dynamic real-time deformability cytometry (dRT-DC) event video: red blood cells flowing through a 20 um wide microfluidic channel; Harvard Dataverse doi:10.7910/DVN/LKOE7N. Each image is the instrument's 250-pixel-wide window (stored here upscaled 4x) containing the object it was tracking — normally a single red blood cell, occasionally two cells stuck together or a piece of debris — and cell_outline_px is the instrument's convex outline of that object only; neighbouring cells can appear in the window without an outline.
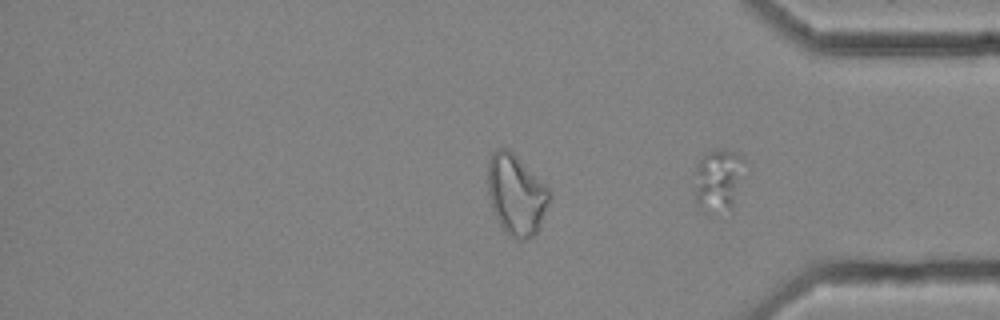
{"species": "common noctule bat (a hibernating species)", "species_latin": "Nyctalus noctula", "temperature_condition": "cold", "stored_images_in_passage": 31, "segment_of_instrument_passage": [2, 2], "camera_frame_rate_fps": 3000, "um_per_image_px": 0.085, "animal": {"sex": "female", "body_mass_g": 25.1}, "frame": {"image": 1, "passage_image": 31, "time_ms": 10.0, "image_size_px": [1000, 320], "cell_outline_px": [[744, 160], [732, 212], [712, 216], [708, 216], [696, 204], [692, 196], [696, 164], [708, 152], [736, 152]], "centroid_in_image_um": [60.96, 15.48], "position_along_channel_um": 374.2, "area_um2": 18.61}}